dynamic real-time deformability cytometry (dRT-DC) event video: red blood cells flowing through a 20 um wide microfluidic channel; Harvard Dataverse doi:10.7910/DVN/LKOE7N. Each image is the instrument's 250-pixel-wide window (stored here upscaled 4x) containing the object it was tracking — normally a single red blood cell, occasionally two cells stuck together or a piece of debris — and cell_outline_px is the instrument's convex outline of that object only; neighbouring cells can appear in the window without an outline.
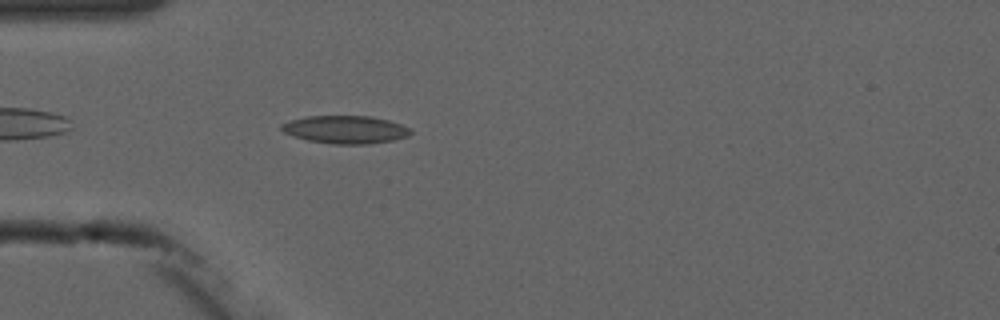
{"species": "common noctule bat (a hibernating species)", "species_latin": "Nyctalus noctula", "temperature_condition": "cold", "stored_images_in_passage": 4, "camera_frame_rate_fps": 3000, "um_per_image_px": 0.085, "animal": {"sex": "male", "forearm_length_mm": 52.5}, "frame": {"image": 1, "passage_image": 4, "time_ms": 4.667, "image_size_px": [1000, 320], "cell_outline_px": [[412, 132], [408, 136], [392, 140], [368, 144], [332, 144], [308, 140], [292, 136], [284, 132], [280, 128], [280, 124], [304, 116], [372, 116], [388, 120], [400, 124], [408, 128]], "centroid_in_image_um": [29.33, 11.01], "position_along_channel_um": 55.7, "area_um2": 20.92}}